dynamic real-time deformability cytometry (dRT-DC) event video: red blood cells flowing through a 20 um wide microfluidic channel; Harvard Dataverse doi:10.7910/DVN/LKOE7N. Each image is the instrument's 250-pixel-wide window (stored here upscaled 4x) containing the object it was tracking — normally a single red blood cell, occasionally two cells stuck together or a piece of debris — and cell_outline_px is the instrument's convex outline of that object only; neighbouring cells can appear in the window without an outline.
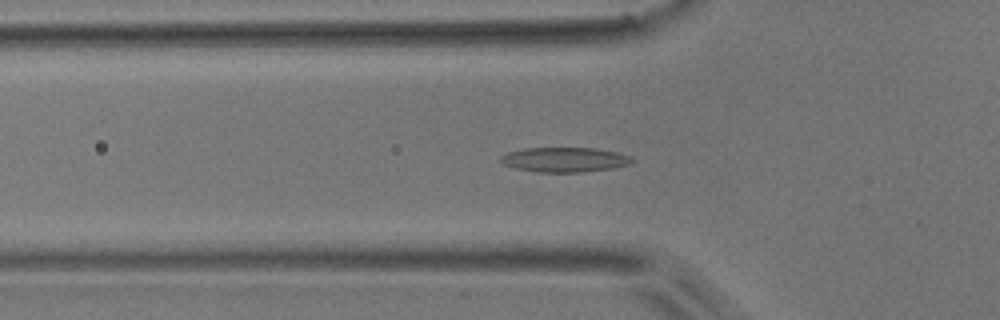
{"species": "common noctule bat (a hibernating species)", "species_latin": "Nyctalus noctula", "temperature_condition": "room temperature", "stored_images_in_passage": 26, "camera_frame_rate_fps": 3000, "um_per_image_px": 0.085, "animal": {"sex": "male", "body_mass_g": 17.9}, "frame": {"image": 1, "passage_image": 17, "time_ms": 5.333, "image_size_px": [1000, 320], "cell_outline_px": [[632, 160], [628, 164], [616, 168], [584, 172], [536, 172], [516, 168], [504, 164], [500, 160], [500, 156], [508, 152], [524, 148], [596, 148], [616, 152], [628, 156]], "centroid_in_image_um": [47.96, 13.57], "position_along_channel_um": 77.8, "area_um2": 18.84}}
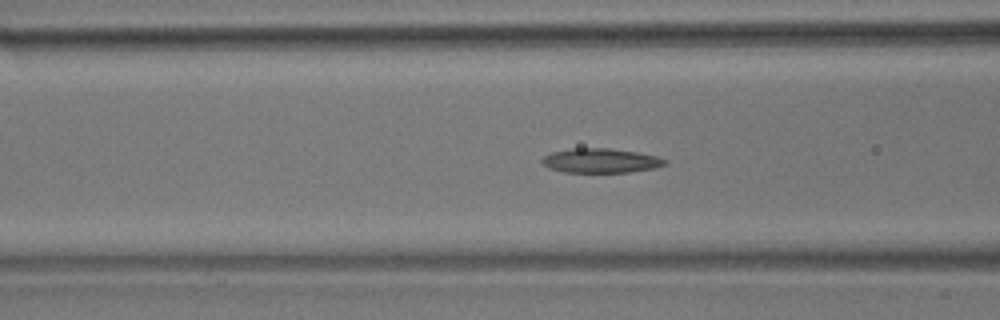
{"frame": {"image": 2, "passage_image": 20, "time_ms": 6.333, "image_size_px": [1000, 320], "cell_outline_px": [[668, 164], [656, 168], [628, 172], [564, 172], [548, 168], [540, 160], [544, 156], [552, 152], [572, 148], [608, 148], [636, 152], [656, 156], [668, 160]], "centroid_in_image_um": [51.08, 13.65], "position_along_channel_um": 115.5, "area_um2": 17.51}}
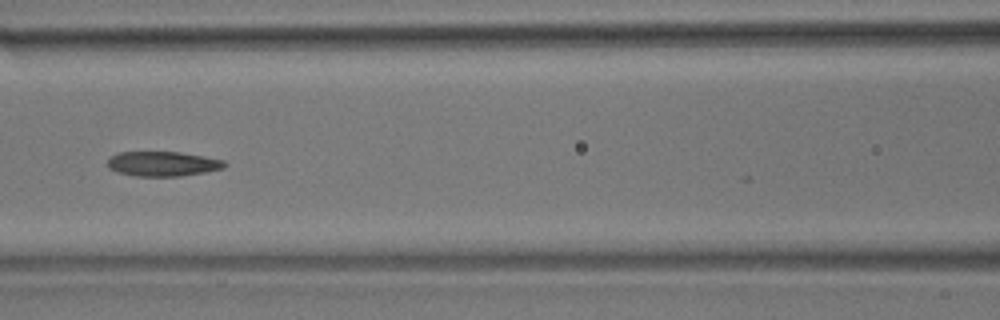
{"frame": {"image": 3, "passage_image": 23, "time_ms": 7.333, "image_size_px": [1000, 320], "cell_outline_px": [[228, 164], [224, 168], [204, 172], [180, 176], [136, 176], [116, 172], [108, 168], [108, 160], [112, 156], [120, 152], [180, 152], [204, 156], [224, 160]], "centroid_in_image_um": [13.85, 13.92], "position_along_channel_um": 152.8, "area_um2": 16.88}}